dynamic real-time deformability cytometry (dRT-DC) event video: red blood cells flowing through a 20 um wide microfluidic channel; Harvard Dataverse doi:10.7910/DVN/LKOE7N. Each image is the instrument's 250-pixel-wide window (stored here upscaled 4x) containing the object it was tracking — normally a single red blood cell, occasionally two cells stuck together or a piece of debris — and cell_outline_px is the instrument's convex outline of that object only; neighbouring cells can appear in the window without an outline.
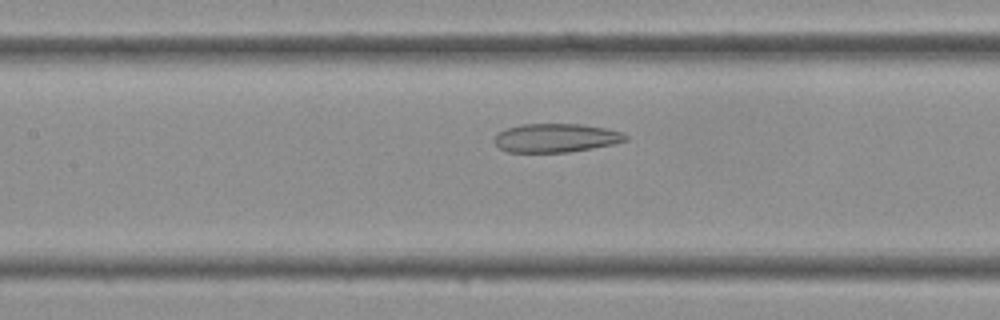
{"species": "Egyptian fruit bat (a non-hibernating species)", "species_latin": "Rousettus aegyptiacus", "temperature_condition": "cold", "stored_images_in_passage": 41, "camera_frame_rate_fps": 3000, "um_per_image_px": 0.085, "frame": {"image": 1, "passage_image": 18, "time_ms": 5.667, "image_size_px": [1000, 320], "cell_outline_px": [[628, 140], [616, 144], [568, 152], [508, 152], [500, 148], [496, 144], [496, 136], [500, 132], [508, 128], [520, 124], [580, 124], [604, 128], [620, 132], [628, 136]], "centroid_in_image_um": [47.29, 11.73], "position_along_channel_um": 160.1, "area_um2": 21.73}}
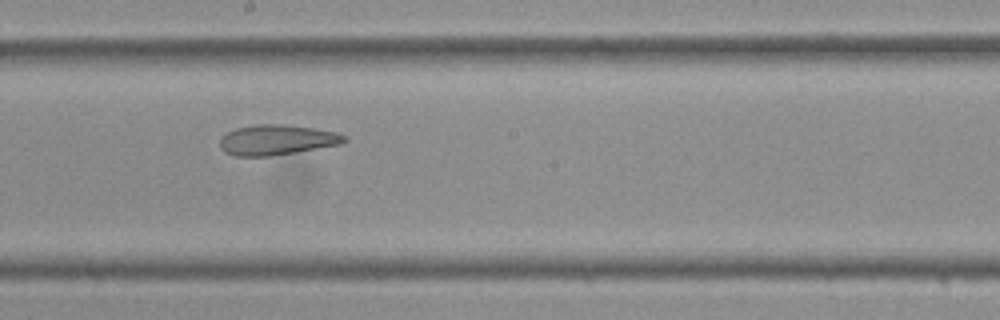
{"frame": {"image": 2, "passage_image": 22, "time_ms": 7.0, "image_size_px": [1000, 320], "cell_outline_px": [[348, 140], [340, 144], [296, 152], [268, 156], [236, 156], [224, 152], [220, 148], [220, 140], [228, 132], [236, 128], [256, 124], [288, 124], [316, 128], [336, 132], [348, 136]], "centroid_in_image_um": [23.56, 11.88], "position_along_channel_um": 224.6, "area_um2": 22.02}}
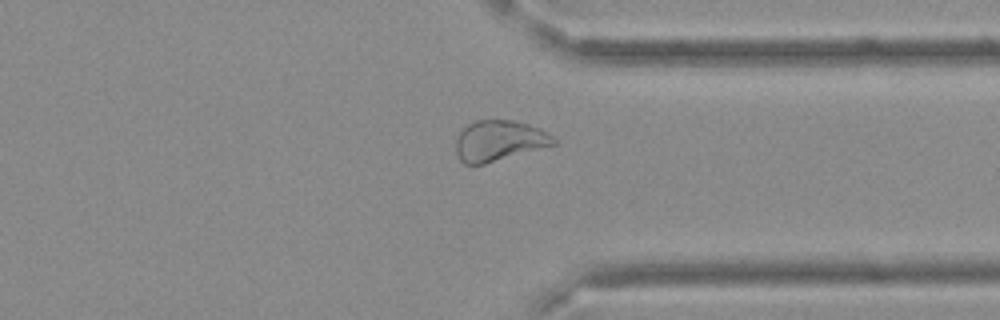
{"frame": {"image": 3, "passage_image": 31, "time_ms": 10.0, "image_size_px": [1000, 320], "cell_outline_px": [[556, 144], [484, 164], [464, 164], [460, 160], [456, 152], [456, 140], [460, 132], [468, 124], [476, 120], [512, 120], [528, 124], [540, 128], [552, 136], [556, 140]], "centroid_in_image_um": [42.41, 11.96], "position_along_channel_um": 369.0, "area_um2": 22.95}}